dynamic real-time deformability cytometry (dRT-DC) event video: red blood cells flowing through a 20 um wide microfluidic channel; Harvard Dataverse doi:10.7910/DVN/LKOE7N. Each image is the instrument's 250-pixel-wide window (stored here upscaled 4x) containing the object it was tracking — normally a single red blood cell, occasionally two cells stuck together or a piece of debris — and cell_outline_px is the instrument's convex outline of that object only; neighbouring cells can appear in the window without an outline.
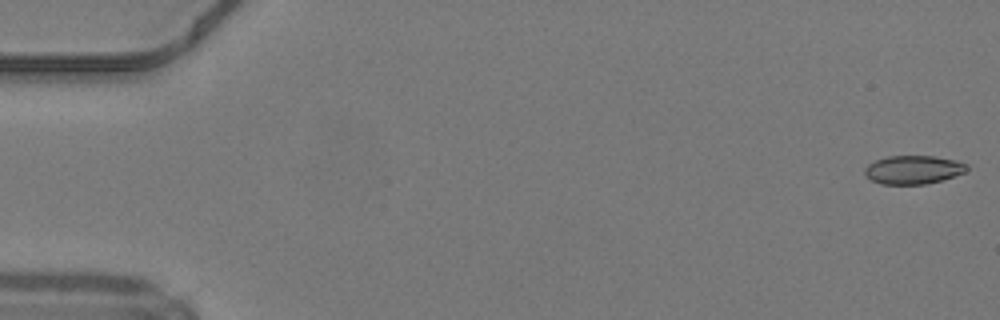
{"species": "common noctule bat (a hibernating species)", "species_latin": "Nyctalus noctula", "temperature_condition": "warm", "stored_images_in_passage": 49, "camera_frame_rate_fps": 3000, "um_per_image_px": 0.085, "animal": {"sex": "male", "body_mass_g": 19.2, "forearm_length_mm": 51.8}, "frame": {"image": 1, "passage_image": 1, "time_ms": 0.0, "image_size_px": [1000, 320], "cell_outline_px": [[968, 172], [940, 180], [924, 184], [880, 184], [872, 180], [864, 172], [864, 168], [868, 164], [876, 160], [888, 156], [936, 156], [956, 160], [968, 164]], "centroid_in_image_um": [77.66, 14.42], "position_along_channel_um": 7.3, "area_um2": 16.99}}
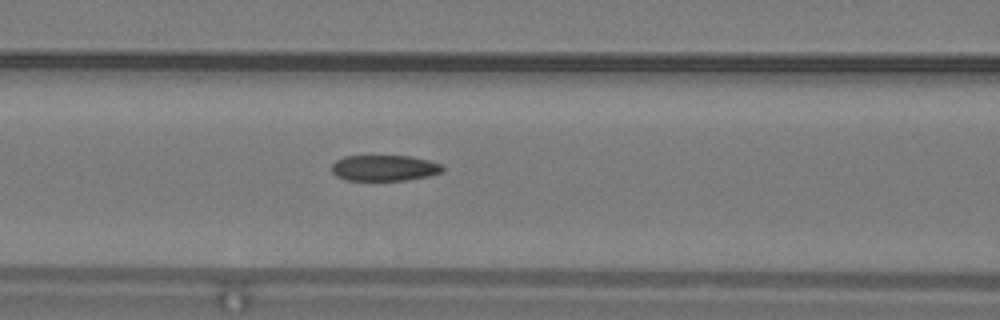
{"frame": {"image": 2, "passage_image": 21, "time_ms": 6.667, "image_size_px": [1000, 320], "cell_outline_px": [[444, 172], [428, 176], [408, 180], [344, 180], [336, 176], [332, 172], [332, 164], [336, 160], [344, 156], [412, 156], [444, 164]], "centroid_in_image_um": [32.7, 14.28], "position_along_channel_um": 133.9, "area_um2": 16.94}}
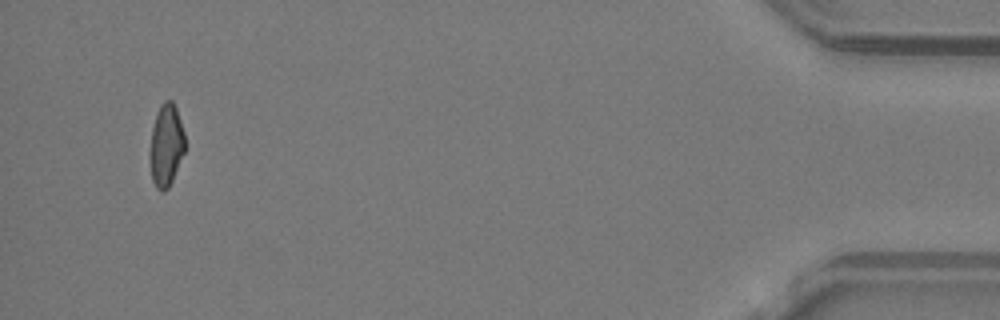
{"frame": {"image": 3, "passage_image": 47, "time_ms": 15.333, "image_size_px": [1000, 320], "cell_outline_px": [[184, 152], [172, 180], [168, 188], [164, 192], [160, 192], [156, 188], [152, 180], [152, 128], [160, 104], [164, 100], [172, 100], [176, 108], [184, 132]], "centroid_in_image_um": [14.15, 12.33], "position_along_channel_um": 421.0, "area_um2": 16.18}, "authors_computed_cell_mechanics": {"area_um2": 17.5712, "velocity_mm_per_s": 4.2413, "shape_relaxation_time_tau1_ms": null, "shape_relaxation_time_tau2_ms": 2.442, "deformation_change_tau1": null, "deformation_change_tau2": 0.0945}}